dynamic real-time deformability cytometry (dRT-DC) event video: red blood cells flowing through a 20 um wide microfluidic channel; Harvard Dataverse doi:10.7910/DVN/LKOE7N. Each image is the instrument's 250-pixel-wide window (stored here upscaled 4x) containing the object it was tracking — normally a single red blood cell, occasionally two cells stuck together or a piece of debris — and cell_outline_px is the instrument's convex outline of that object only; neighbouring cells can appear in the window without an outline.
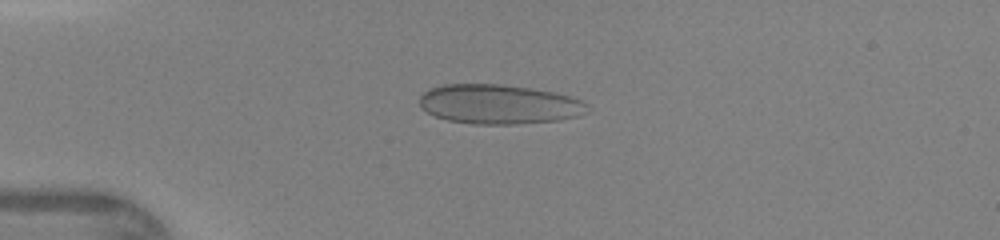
{"species": "human", "species_latin": "Homo sapiens", "temperature_condition": "warm", "stored_images_in_passage": 45, "camera_frame_rate_fps": 3000, "um_per_image_px": 0.085, "donor": {"sex": "female"}, "frame": {"image": 1, "passage_image": 11, "time_ms": 3.333, "image_size_px": [1000, 240], "cell_outline_px": [[588, 112], [576, 116], [560, 120], [516, 124], [472, 124], [448, 120], [436, 116], [428, 112], [420, 104], [420, 96], [428, 88], [444, 84], [500, 84], [528, 88], [552, 92], [568, 96], [580, 100], [588, 104]], "centroid_in_image_um": [42.4, 8.86], "position_along_channel_um": 42.6, "area_um2": 38.44}}
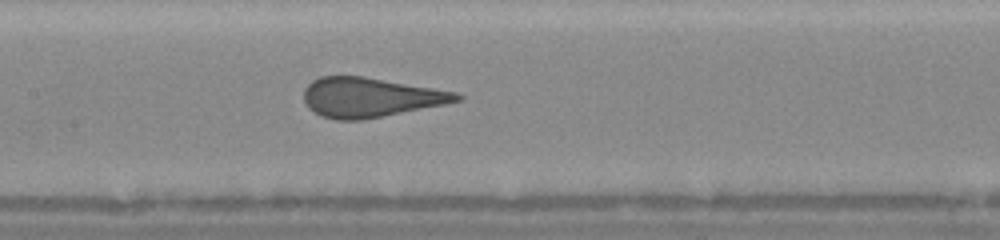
{"frame": {"image": 2, "passage_image": 22, "time_ms": 7.0, "image_size_px": [1000, 240], "cell_outline_px": [[464, 100], [444, 104], [360, 120], [336, 120], [320, 116], [308, 108], [304, 100], [304, 88], [312, 80], [320, 76], [364, 76], [460, 92], [464, 96]], "centroid_in_image_um": [31.48, 8.26], "position_along_channel_um": 175.9, "area_um2": 35.37}}
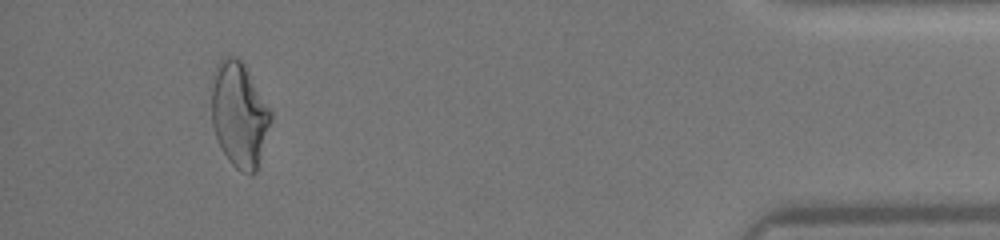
{"frame": {"image": 3, "passage_image": 42, "time_ms": 13.667, "image_size_px": [1000, 240], "cell_outline_px": [[272, 120], [256, 172], [252, 176], [248, 176], [240, 172], [228, 160], [220, 148], [212, 124], [212, 88], [216, 64], [224, 56], [232, 56], [244, 60], [272, 112]], "centroid_in_image_um": [20.36, 9.74], "position_along_channel_um": 414.8, "area_um2": 36.88}}